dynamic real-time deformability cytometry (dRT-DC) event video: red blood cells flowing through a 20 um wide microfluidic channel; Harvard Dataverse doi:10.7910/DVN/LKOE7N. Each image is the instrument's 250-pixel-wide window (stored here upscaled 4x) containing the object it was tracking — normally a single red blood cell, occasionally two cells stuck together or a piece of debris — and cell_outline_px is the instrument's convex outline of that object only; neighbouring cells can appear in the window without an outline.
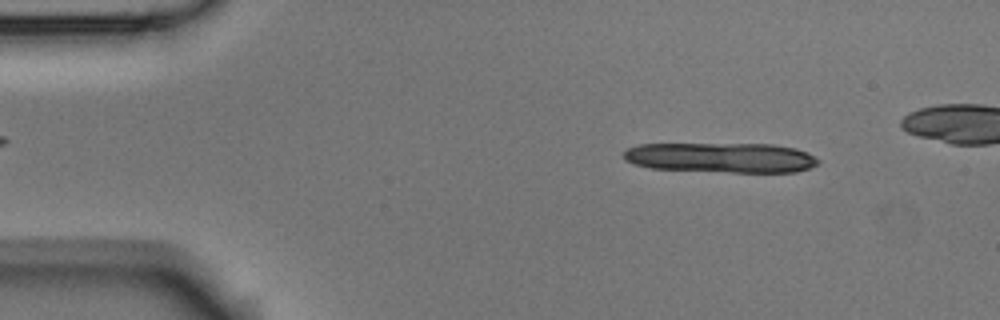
{"species": "Egyptian fruit bat (a non-hibernating species)", "species_latin": "Rousettus aegyptiacus", "temperature_condition": "room temperature", "stored_images_in_passage": 9, "camera_frame_rate_fps": 3000, "um_per_image_px": 0.085, "animal": {"sex": "male"}, "frame": {"image": 1, "passage_image": 2, "time_ms": 0.333, "image_size_px": [1000, 320], "cell_outline_px": [[820, 160], [816, 164], [808, 168], [796, 172], [732, 172], [648, 168], [632, 164], [624, 160], [624, 152], [628, 148], [640, 144], [772, 144], [796, 148], [808, 152]], "centroid_in_image_um": [61.28, 13.39], "position_along_channel_um": 23.7, "area_um2": 34.1}}